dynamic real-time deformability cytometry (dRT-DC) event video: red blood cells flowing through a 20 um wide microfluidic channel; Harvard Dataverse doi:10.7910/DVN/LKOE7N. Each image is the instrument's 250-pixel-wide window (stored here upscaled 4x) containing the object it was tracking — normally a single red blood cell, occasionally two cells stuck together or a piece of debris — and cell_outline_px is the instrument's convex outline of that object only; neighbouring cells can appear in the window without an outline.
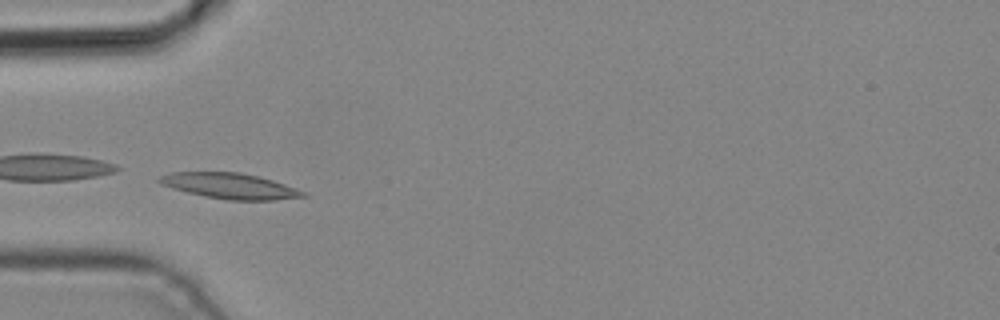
{"species": "common noctule bat (a hibernating species)", "species_latin": "Nyctalus noctula", "temperature_condition": "cold", "stored_images_in_passage": 4, "camera_frame_rate_fps": 3000, "um_per_image_px": 0.085, "animal": {"sex": "male", "body_mass_g": 19.2, "forearm_length_mm": 51.8}, "frame": {"image": 1, "passage_image": 3, "time_ms": 0.667, "image_size_px": [1000, 320], "cell_outline_px": [[308, 196], [272, 200], [228, 200], [204, 196], [172, 188], [160, 184], [156, 180], [160, 176], [168, 172], [240, 172], [272, 180], [308, 192]], "centroid_in_image_um": [19.53, 15.8], "position_along_channel_um": 65.5, "area_um2": 21.44}}
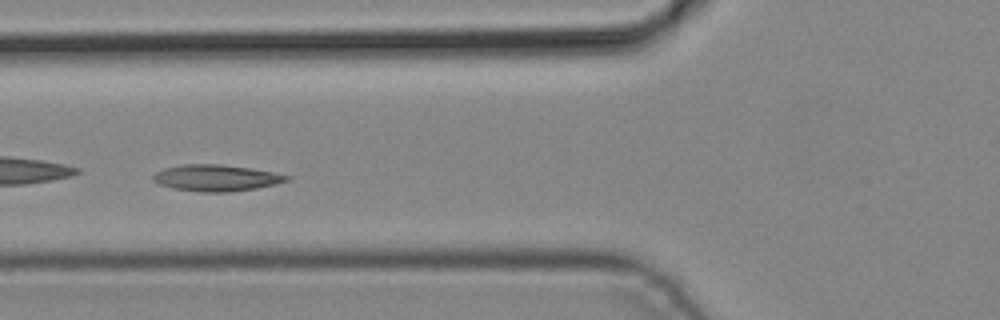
{"frame": {"image": 2, "passage_image": 4, "time_ms": 1.0, "image_size_px": [1000, 320], "cell_outline_px": [[292, 176], [288, 180], [276, 184], [256, 188], [232, 192], [200, 192], [172, 188], [160, 184], [152, 180], [152, 176], [156, 172], [164, 168], [180, 164], [220, 164], [252, 168]], "centroid_in_image_um": [18.37, 15.12], "position_along_channel_um": 107.4, "area_um2": 20.69}}